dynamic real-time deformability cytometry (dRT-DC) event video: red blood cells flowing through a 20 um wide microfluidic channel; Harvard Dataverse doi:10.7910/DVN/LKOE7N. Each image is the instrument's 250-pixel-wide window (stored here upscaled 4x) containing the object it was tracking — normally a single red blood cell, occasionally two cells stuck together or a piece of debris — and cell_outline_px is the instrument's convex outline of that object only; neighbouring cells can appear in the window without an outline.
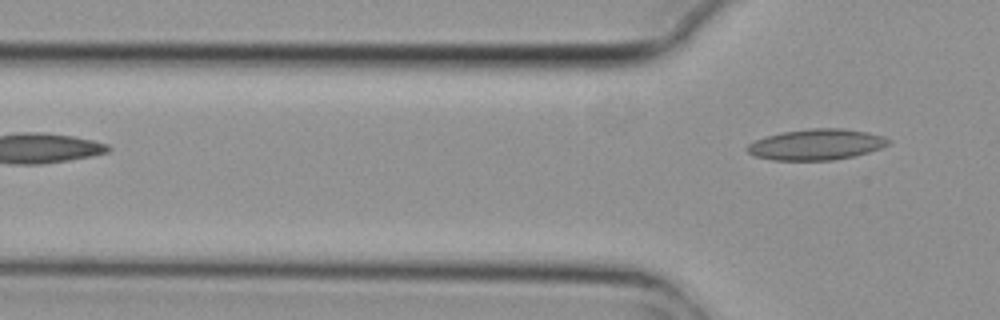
{"species": "common noctule bat (a hibernating species)", "species_latin": "Nyctalus noctula", "temperature_condition": "cold", "stored_images_in_passage": 5, "camera_frame_rate_fps": 3000, "um_per_image_px": 0.085, "animal": {"sex": "female", "body_mass_g": 29.2, "forearm_length_mm": 56.3}, "frame": {"image": 1, "passage_image": 5, "time_ms": 1.333, "image_size_px": [1000, 320], "cell_outline_px": [[892, 140], [888, 144], [880, 148], [856, 156], [832, 160], [772, 160], [756, 156], [748, 152], [744, 148], [748, 144], [756, 140], [780, 132], [808, 128], [844, 128], [868, 132], [884, 136]], "centroid_in_image_um": [69.4, 12.27], "position_along_channel_um": 56.4, "area_um2": 25.55}}